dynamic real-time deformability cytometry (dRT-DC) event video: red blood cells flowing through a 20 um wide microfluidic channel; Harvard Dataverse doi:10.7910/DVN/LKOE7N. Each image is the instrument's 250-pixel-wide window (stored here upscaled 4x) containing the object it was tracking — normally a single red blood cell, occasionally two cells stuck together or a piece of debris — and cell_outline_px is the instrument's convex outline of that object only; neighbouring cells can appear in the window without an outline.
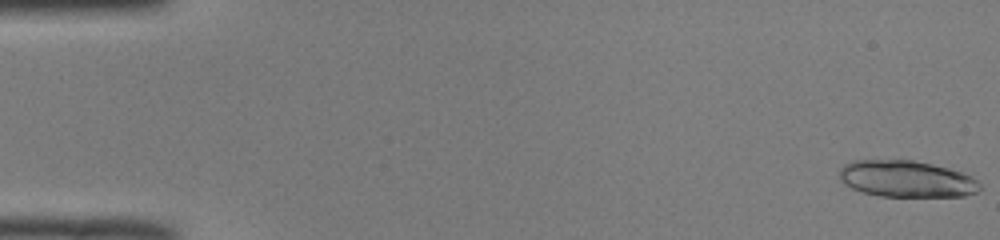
{"species": "common noctule bat (a hibernating species)", "species_latin": "Nyctalus noctula", "temperature_condition": "room temperature", "stored_images_in_passage": 15, "camera_frame_rate_fps": 3000, "um_per_image_px": 0.085, "animal": {"sex": "male", "body_mass_g": 19.0, "forearm_length_mm": 50.8}, "frame": {"image": 1, "passage_image": 1, "time_ms": 0.0, "image_size_px": [1000, 240], "cell_outline_px": [[980, 188], [976, 192], [964, 196], [880, 196], [864, 192], [852, 188], [840, 180], [840, 168], [844, 164], [852, 160], [912, 160], [932, 164], [948, 168], [972, 176], [980, 184]], "centroid_in_image_um": [77.04, 15.2], "position_along_channel_um": 8.0, "area_um2": 29.77}}